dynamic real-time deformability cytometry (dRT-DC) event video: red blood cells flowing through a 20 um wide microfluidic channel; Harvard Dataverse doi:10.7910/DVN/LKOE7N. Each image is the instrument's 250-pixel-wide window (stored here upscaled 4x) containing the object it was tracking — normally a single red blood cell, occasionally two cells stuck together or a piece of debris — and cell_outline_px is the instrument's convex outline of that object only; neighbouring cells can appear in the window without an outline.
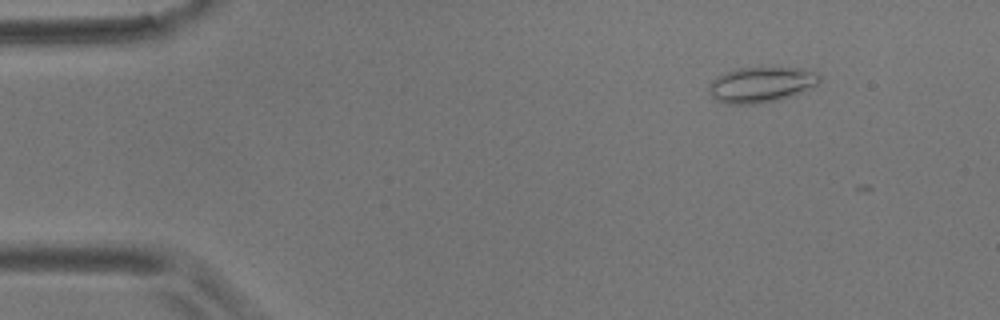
{"species": "common noctule bat (a hibernating species)", "species_latin": "Nyctalus noctula", "temperature_condition": "room temperature", "stored_images_in_passage": 4, "camera_frame_rate_fps": 3000, "um_per_image_px": 0.085, "animal": {"sex": "male", "body_mass_g": 17.9}, "frame": {"image": 1, "passage_image": 2, "time_ms": 1.333, "image_size_px": [1000, 320], "cell_outline_px": [[820, 80], [816, 84], [792, 96], [780, 100], [752, 104], [724, 104], [716, 100], [712, 96], [708, 88], [712, 80], [716, 76], [724, 72], [736, 68], [760, 64], [796, 68], [820, 72]], "centroid_in_image_um": [64.68, 7.14], "position_along_channel_um": 20.3, "area_um2": 23.76}}